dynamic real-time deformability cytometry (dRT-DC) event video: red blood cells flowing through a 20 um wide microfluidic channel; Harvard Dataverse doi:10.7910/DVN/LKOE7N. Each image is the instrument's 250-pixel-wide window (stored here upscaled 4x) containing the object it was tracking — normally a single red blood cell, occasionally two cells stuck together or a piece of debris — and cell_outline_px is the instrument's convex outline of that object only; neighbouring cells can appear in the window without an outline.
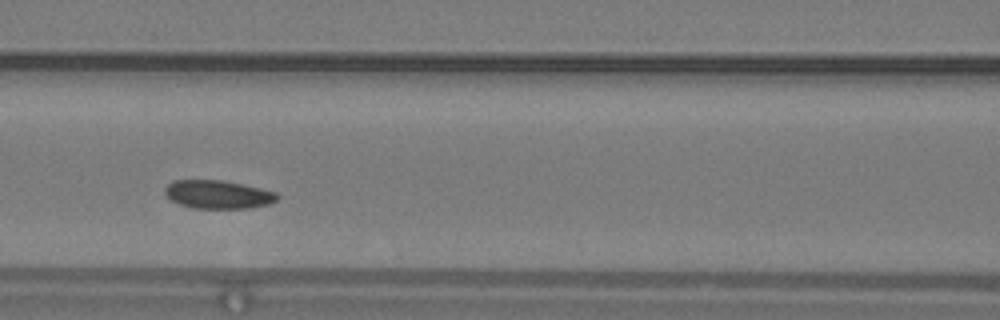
{"species": "common noctule bat (a hibernating species)", "species_latin": "Nyctalus noctula", "temperature_condition": "warm", "stored_images_in_passage": 31, "camera_frame_rate_fps": 3000, "um_per_image_px": 0.085, "animal": {"sex": "male", "body_mass_g": 19.2, "forearm_length_mm": 51.8}, "frame": {"image": 1, "passage_image": 10, "time_ms": 3.0, "image_size_px": [1000, 320], "cell_outline_px": [[280, 196], [276, 200], [268, 204], [248, 208], [192, 208], [180, 204], [172, 200], [164, 192], [164, 188], [172, 180], [224, 180], [244, 184], [276, 192]], "centroid_in_image_um": [18.53, 16.52], "position_along_channel_um": 148.1, "area_um2": 18.55}, "authors_computed_cell_mechanics": {"area_um2": 19.2474, "velocity_mm_per_s": 4.1664, "shape_relaxation_time_tau1_ms": 1.5787, "shape_relaxation_time_tau2_ms": 7.7214, "deformation_change_tau1": 0.0452, "deformation_change_tau2": 0.0939}}